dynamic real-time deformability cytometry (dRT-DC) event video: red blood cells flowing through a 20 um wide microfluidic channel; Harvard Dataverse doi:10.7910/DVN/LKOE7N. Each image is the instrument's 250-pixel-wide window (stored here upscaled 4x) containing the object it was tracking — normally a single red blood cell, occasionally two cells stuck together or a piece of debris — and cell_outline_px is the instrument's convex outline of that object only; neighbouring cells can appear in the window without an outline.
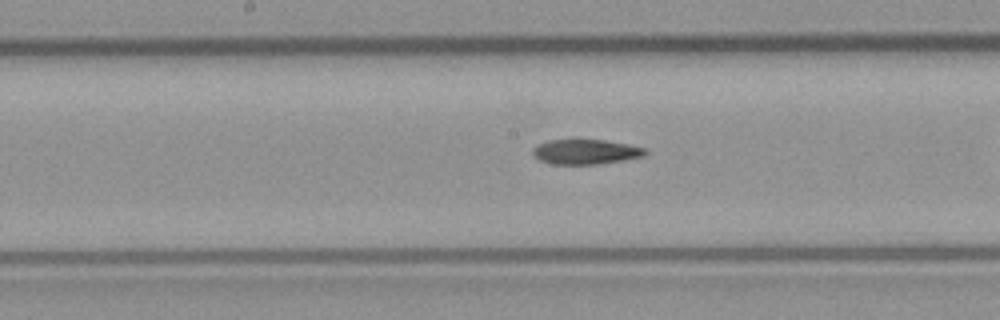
{"species": "common noctule bat (a hibernating species)", "species_latin": "Nyctalus noctula", "temperature_condition": "room temperature", "stored_images_in_passage": 18, "camera_frame_rate_fps": 3000, "um_per_image_px": 0.085, "animal": {"sex": "male", "body_mass_g": 23.1, "forearm_length_mm": 52.7}, "frame": {"image": 1, "passage_image": 13, "time_ms": 4.0, "image_size_px": [1000, 320], "cell_outline_px": [[648, 152], [644, 156], [624, 160], [596, 164], [552, 164], [540, 160], [532, 156], [532, 148], [536, 144], [548, 140], [604, 140], [644, 148]], "centroid_in_image_um": [49.71, 12.91], "position_along_channel_um": 198.5, "area_um2": 16.24}}
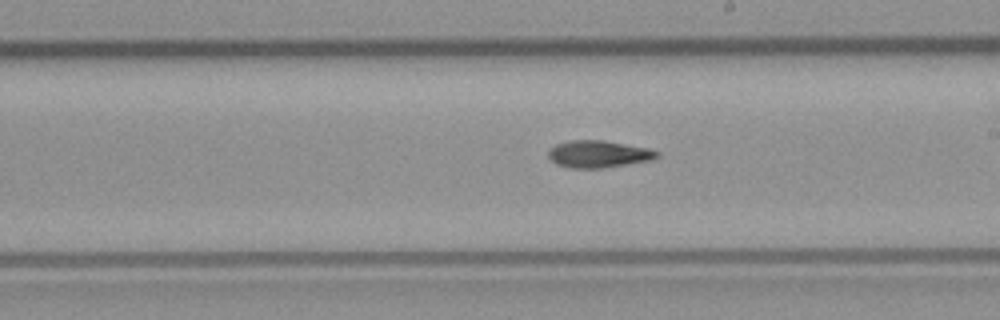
{"frame": {"image": 2, "passage_image": 16, "time_ms": 5.0, "image_size_px": [1000, 320], "cell_outline_px": [[660, 156], [652, 160], [604, 168], [568, 168], [556, 164], [548, 156], [548, 152], [556, 144], [572, 140], [604, 140], [648, 148], [660, 152]], "centroid_in_image_um": [50.9, 13.1], "position_along_channel_um": 238.1, "area_um2": 17.22}}